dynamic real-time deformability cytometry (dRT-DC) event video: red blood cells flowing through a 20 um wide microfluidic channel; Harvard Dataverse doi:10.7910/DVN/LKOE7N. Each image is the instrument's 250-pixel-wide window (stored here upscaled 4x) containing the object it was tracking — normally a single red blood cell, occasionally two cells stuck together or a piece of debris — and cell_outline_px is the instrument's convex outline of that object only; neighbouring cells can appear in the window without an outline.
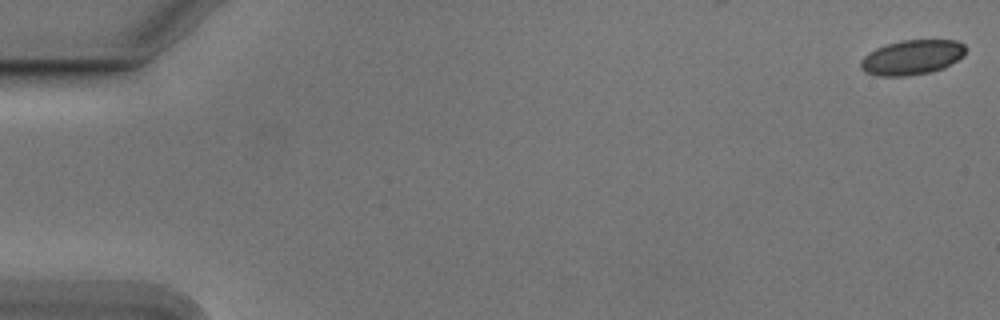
{"species": "Egyptian fruit bat (a non-hibernating species)", "species_latin": "Rousettus aegyptiacus", "temperature_condition": "cold", "stored_images_in_passage": 12, "camera_frame_rate_fps": 3000, "um_per_image_px": 0.085, "animal": {"sex": "male"}, "frame": {"image": 1, "passage_image": 1, "time_ms": 0.0, "image_size_px": [1000, 320], "cell_outline_px": [[964, 56], [944, 68], [932, 72], [904, 76], [876, 76], [864, 72], [860, 68], [860, 60], [864, 56], [876, 48], [900, 40], [956, 40], [964, 44]], "centroid_in_image_um": [77.5, 4.88], "position_along_channel_um": 7.5, "area_um2": 21.39}}